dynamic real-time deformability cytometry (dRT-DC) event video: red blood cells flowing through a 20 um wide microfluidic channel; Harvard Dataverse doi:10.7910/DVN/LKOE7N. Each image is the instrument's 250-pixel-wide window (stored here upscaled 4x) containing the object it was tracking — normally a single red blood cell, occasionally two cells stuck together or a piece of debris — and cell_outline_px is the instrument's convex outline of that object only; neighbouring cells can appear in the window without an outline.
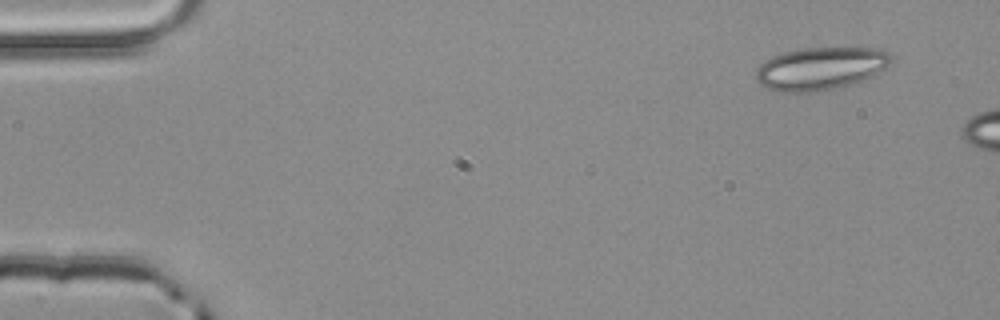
{"species": "common noctule bat (a hibernating species)", "species_latin": "Nyctalus noctula", "temperature_condition": "room temperature", "stored_images_in_passage": 3, "camera_frame_rate_fps": 3000, "um_per_image_px": 0.085, "animal": {"sex": "male", "body_mass_g": 20.4}, "frame": {"image": 1, "passage_image": 1, "time_ms": 0.0, "image_size_px": [1000, 320], "cell_outline_px": [[892, 60], [884, 68], [872, 76], [864, 80], [836, 88], [816, 92], [776, 92], [760, 84], [756, 80], [756, 68], [764, 60], [772, 56], [784, 52], [800, 48], [880, 48], [888, 52], [892, 56]], "centroid_in_image_um": [69.72, 5.82], "position_along_channel_um": 15.3, "area_um2": 33.87}}